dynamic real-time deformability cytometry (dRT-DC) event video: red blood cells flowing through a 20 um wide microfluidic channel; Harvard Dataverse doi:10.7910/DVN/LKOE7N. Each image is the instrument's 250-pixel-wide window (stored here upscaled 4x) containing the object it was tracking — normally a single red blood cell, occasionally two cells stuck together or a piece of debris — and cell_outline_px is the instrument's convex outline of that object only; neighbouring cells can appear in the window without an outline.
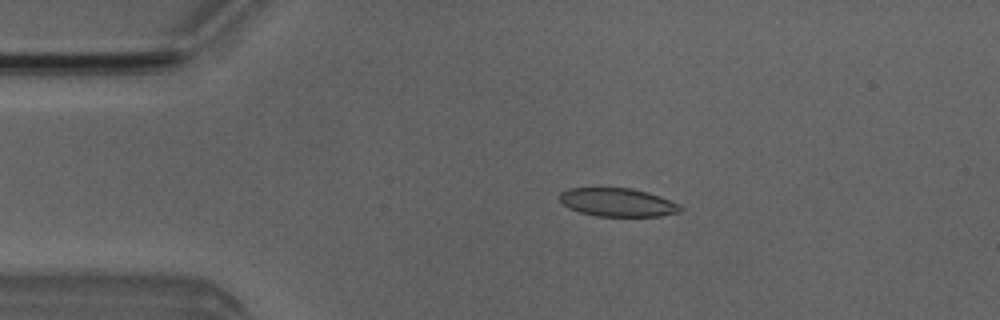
{"species": "Egyptian fruit bat (a non-hibernating species)", "species_latin": "Rousettus aegyptiacus", "temperature_condition": "room temperature", "stored_images_in_passage": 3, "camera_frame_rate_fps": 3000, "um_per_image_px": 0.085, "animal": {"sex": "male"}, "frame": {"image": 1, "passage_image": 2, "time_ms": 1.333, "image_size_px": [1000, 320], "cell_outline_px": [[684, 208], [680, 212], [660, 216], [596, 216], [580, 212], [568, 208], [560, 200], [560, 192], [568, 188], [632, 188], [648, 192], [660, 196], [680, 204]], "centroid_in_image_um": [52.52, 17.2], "position_along_channel_um": 32.5, "area_um2": 20.06}}